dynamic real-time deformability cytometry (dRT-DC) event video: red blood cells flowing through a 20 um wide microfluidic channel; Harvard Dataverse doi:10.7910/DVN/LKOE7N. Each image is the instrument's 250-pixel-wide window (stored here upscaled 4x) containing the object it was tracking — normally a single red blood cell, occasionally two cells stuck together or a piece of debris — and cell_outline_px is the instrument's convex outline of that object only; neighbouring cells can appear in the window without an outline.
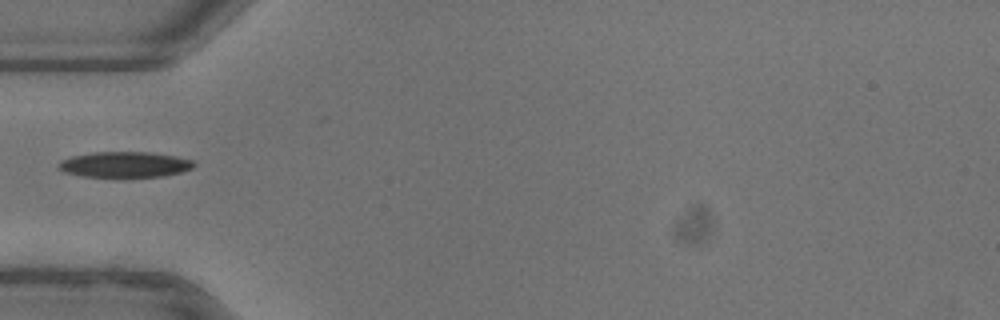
{"species": "common noctule bat (a hibernating species)", "species_latin": "Nyctalus noctula", "temperature_condition": "warm", "stored_images_in_passage": 19, "camera_frame_rate_fps": 3000, "um_per_image_px": 0.085, "animal": {"sex": "female"}, "frame": {"image": 1, "passage_image": 1, "time_ms": 0.0, "image_size_px": [1000, 320], "cell_outline_px": [[196, 164], [192, 168], [180, 172], [160, 176], [84, 176], [64, 172], [56, 168], [56, 164], [60, 160], [72, 156], [92, 152], [148, 152], [176, 156], [192, 160]], "centroid_in_image_um": [10.55, 13.97], "position_along_channel_um": 74.5, "area_um2": 20.06}}